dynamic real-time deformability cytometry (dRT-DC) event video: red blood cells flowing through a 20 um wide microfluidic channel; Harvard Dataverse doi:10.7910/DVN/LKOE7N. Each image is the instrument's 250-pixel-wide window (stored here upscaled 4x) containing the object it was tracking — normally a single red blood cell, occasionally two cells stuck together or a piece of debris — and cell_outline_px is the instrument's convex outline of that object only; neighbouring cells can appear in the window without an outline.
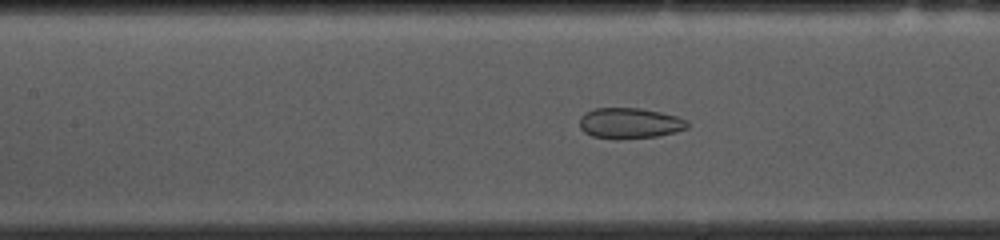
{"species": "common noctule bat (a hibernating species)", "species_latin": "Nyctalus noctula", "temperature_condition": "cold", "stored_images_in_passage": 42, "camera_frame_rate_fps": 3000, "um_per_image_px": 0.085, "animal": {"sex": "female", "body_mass_g": 10.0, "forearm_length_mm": 53.1}, "frame": {"image": 1, "passage_image": 11, "time_ms": 3.333, "image_size_px": [1000, 240], "cell_outline_px": [[688, 128], [676, 132], [656, 136], [592, 136], [584, 132], [580, 128], [580, 116], [584, 112], [596, 108], [640, 108], [660, 112], [676, 116], [688, 120]], "centroid_in_image_um": [53.54, 10.42], "position_along_channel_um": 153.9, "area_um2": 18.55}}
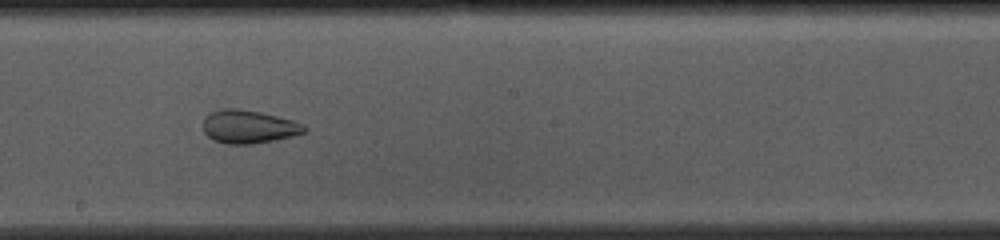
{"frame": {"image": 2, "passage_image": 17, "time_ms": 5.333, "image_size_px": [1000, 240], "cell_outline_px": [[308, 128], [304, 132], [292, 136], [252, 144], [228, 144], [216, 140], [208, 136], [204, 132], [204, 116], [208, 112], [220, 108], [240, 108], [260, 112], [292, 120], [304, 124]], "centroid_in_image_um": [21.11, 10.75], "position_along_channel_um": 227.1, "area_um2": 19.59}}
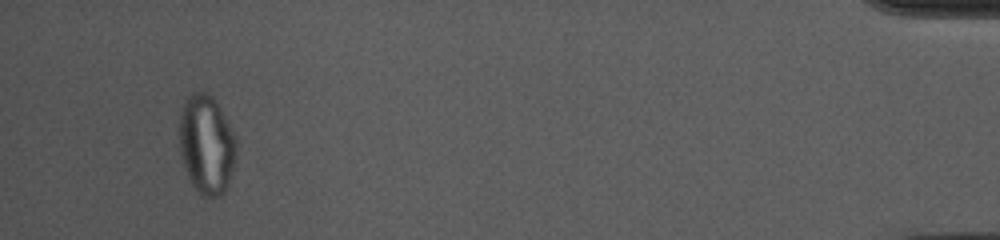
{"frame": {"image": 3, "passage_image": 39, "time_ms": 12.667, "image_size_px": [1000, 240], "cell_outline_px": [[236, 156], [224, 192], [220, 196], [200, 196], [196, 192], [188, 176], [180, 152], [180, 116], [184, 100], [192, 92], [204, 92], [212, 96], [216, 100], [236, 136]], "centroid_in_image_um": [17.55, 12.26], "position_along_channel_um": 417.6, "area_um2": 32.77}, "authors_computed_cell_mechanics": {"area_um2": 23.4668, "velocity_mm_per_s": 3.6726, "shape_relaxation_time_tau1_ms": null, "shape_relaxation_time_tau2_ms": 1.7163, "deformation_change_tau1": null, "deformation_change_tau2": 0.0643}}